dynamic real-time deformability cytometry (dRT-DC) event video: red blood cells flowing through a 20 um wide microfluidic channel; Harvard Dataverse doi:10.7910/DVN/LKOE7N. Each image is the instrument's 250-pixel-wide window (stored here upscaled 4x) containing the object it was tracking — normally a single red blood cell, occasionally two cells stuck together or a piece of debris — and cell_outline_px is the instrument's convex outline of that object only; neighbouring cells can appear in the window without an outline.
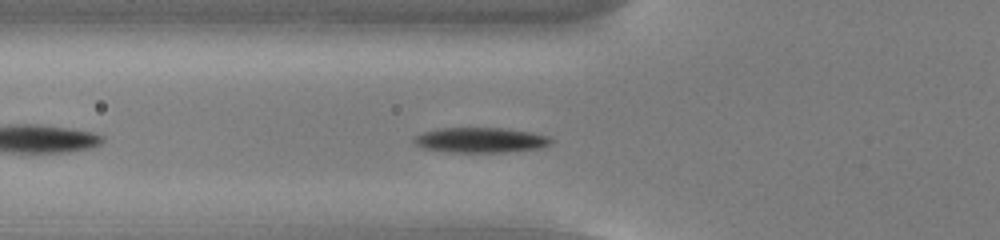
{"species": "common noctule bat (a hibernating species)", "species_latin": "Nyctalus noctula", "temperature_condition": "cold", "stored_images_in_passage": 36, "camera_frame_rate_fps": 3000, "um_per_image_px": 0.085, "animal": {"sex": "male", "body_mass_g": 13.0, "forearm_length_mm": 53.1}, "frame": {"image": 1, "passage_image": 6, "time_ms": 1.667, "image_size_px": [1000, 240], "cell_outline_px": [[552, 144], [540, 148], [504, 152], [448, 152], [424, 148], [416, 144], [412, 140], [412, 136], [424, 132], [440, 128], [504, 128], [532, 132], [548, 136], [552, 140]], "centroid_in_image_um": [40.84, 11.9], "position_along_channel_um": 85.0, "area_um2": 20.11}}
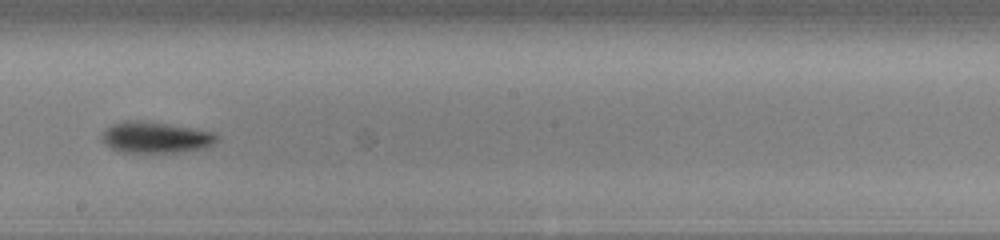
{"frame": {"image": 2, "passage_image": 18, "time_ms": 5.667, "image_size_px": [1000, 240], "cell_outline_px": [[216, 140], [212, 144], [204, 148], [180, 152], [120, 152], [112, 148], [100, 140], [100, 136], [112, 124], [124, 120], [144, 120], [192, 128], [212, 132], [216, 136]], "centroid_in_image_um": [13.17, 11.67], "position_along_channel_um": 235.0, "area_um2": 20.75}}
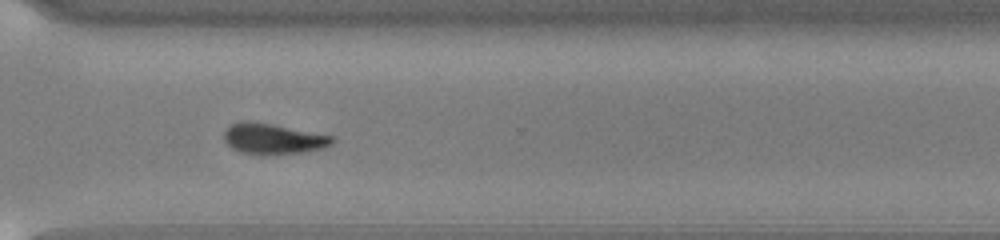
{"frame": {"image": 3, "passage_image": 27, "time_ms": 8.667, "image_size_px": [1000, 240], "cell_outline_px": [[336, 140], [332, 144], [324, 148], [304, 152], [260, 156], [240, 152], [232, 148], [224, 140], [224, 128], [228, 124], [240, 120], [244, 120], [272, 124], [336, 136]], "centroid_in_image_um": [23.2, 11.8], "position_along_channel_um": 347.4, "area_um2": 19.94}, "authors_computed_cell_mechanics": {"area_um2": 19.941, "velocity_mm_per_s": 3.7491, "shape_relaxation_time_tau1_ms": 1.7986, "shape_relaxation_time_tau2_ms": null, "deformation_change_tau1": 0.1131, "deformation_change_tau2": null}}